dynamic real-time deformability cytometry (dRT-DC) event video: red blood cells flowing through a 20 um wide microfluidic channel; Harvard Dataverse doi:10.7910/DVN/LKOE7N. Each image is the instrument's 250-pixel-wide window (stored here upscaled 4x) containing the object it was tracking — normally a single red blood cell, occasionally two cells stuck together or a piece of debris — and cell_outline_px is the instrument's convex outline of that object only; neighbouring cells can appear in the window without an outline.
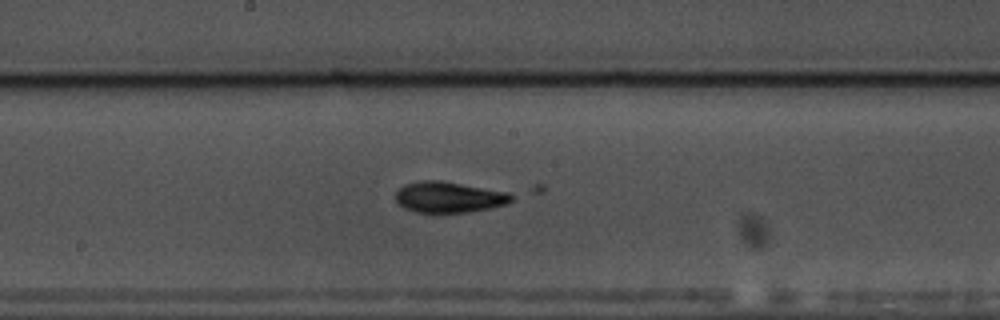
{"species": "common noctule bat (a hibernating species)", "species_latin": "Nyctalus noctula", "temperature_condition": "warm", "stored_images_in_passage": 47, "segment_of_instrument_passage": [1, 2], "camera_frame_rate_fps": 3000, "um_per_image_px": 0.085, "animal": {"sex": "male", "body_mass_g": 17.5, "forearm_length_mm": 52.3}, "frame": {"image": 1, "passage_image": 19, "time_ms": 6.0, "image_size_px": [1000, 320], "cell_outline_px": [[516, 196], [508, 204], [468, 212], [416, 212], [404, 208], [396, 204], [396, 192], [404, 184], [420, 180], [440, 180], [508, 192]], "centroid_in_image_um": [38.15, 16.75], "position_along_channel_um": 210.1, "area_um2": 20.92}}
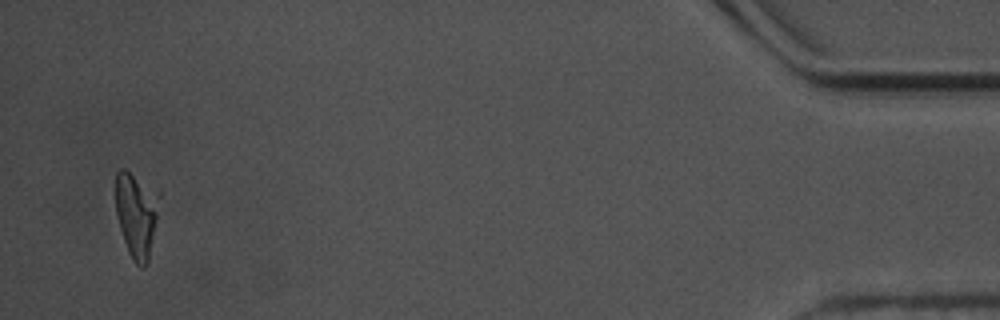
{"frame": {"image": 2, "passage_image": 44, "time_ms": 14.333, "image_size_px": [1000, 320], "cell_outline_px": [[156, 220], [148, 264], [144, 268], [140, 268], [132, 260], [128, 252], [120, 228], [116, 212], [116, 172], [120, 168], [124, 168], [132, 176], [152, 200], [156, 212]], "centroid_in_image_um": [11.48, 18.47], "position_along_channel_um": 423.7, "area_um2": 19.48}}